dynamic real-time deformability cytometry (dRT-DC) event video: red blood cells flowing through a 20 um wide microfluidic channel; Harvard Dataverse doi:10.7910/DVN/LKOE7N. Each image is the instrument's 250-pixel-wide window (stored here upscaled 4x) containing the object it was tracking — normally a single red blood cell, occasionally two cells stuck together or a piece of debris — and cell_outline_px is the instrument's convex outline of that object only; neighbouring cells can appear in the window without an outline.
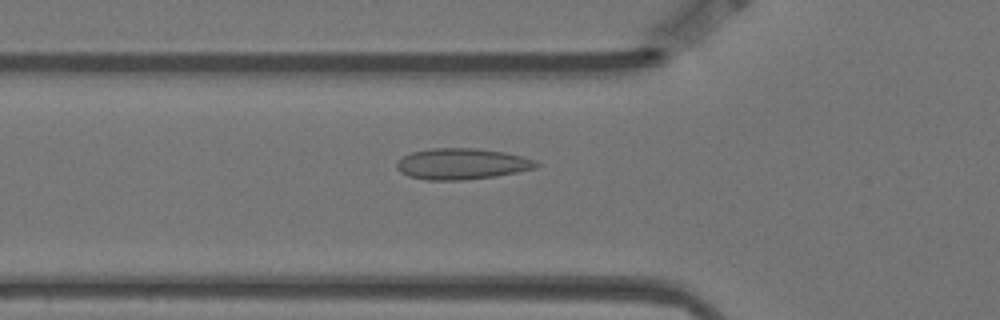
{"species": "Egyptian fruit bat (a non-hibernating species)", "species_latin": "Rousettus aegyptiacus", "temperature_condition": "warm", "stored_images_in_passage": 38, "camera_frame_rate_fps": 3000, "um_per_image_px": 0.085, "animal": {"sex": "female"}, "frame": {"image": 1, "passage_image": 5, "time_ms": 1.333, "image_size_px": [1000, 320], "cell_outline_px": [[540, 164], [536, 168], [496, 176], [464, 180], [428, 180], [408, 176], [400, 172], [396, 168], [396, 164], [404, 156], [412, 152], [432, 148], [476, 148], [504, 152], [536, 160]], "centroid_in_image_um": [39.26, 13.93], "position_along_channel_um": 86.5, "area_um2": 25.2}}
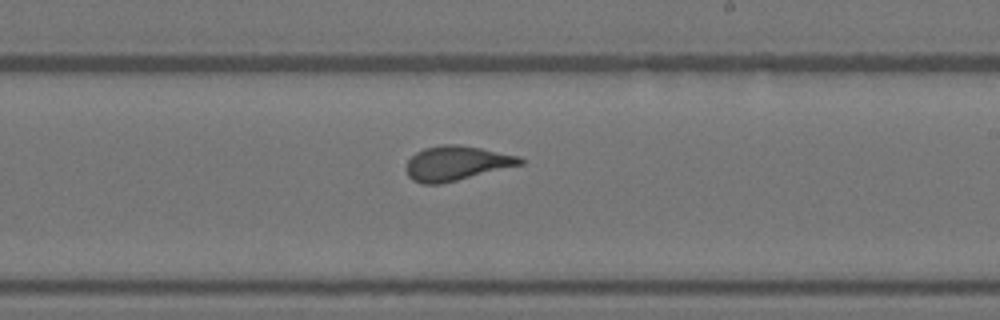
{"frame": {"image": 2, "passage_image": 19, "time_ms": 6.0, "image_size_px": [1000, 320], "cell_outline_px": [[524, 164], [440, 184], [424, 184], [412, 180], [408, 176], [404, 168], [408, 160], [416, 152], [424, 148], [444, 144], [456, 144], [480, 148], [520, 156], [524, 160]], "centroid_in_image_um": [38.78, 13.88], "position_along_channel_um": 250.2, "area_um2": 22.95}}
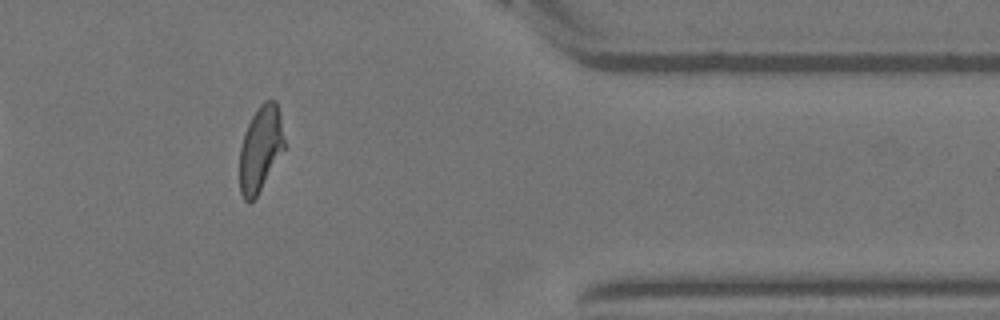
{"frame": {"image": 3, "passage_image": 33, "time_ms": 10.667, "image_size_px": [1000, 320], "cell_outline_px": [[284, 148], [256, 196], [248, 204], [244, 200], [240, 192], [240, 148], [244, 132], [252, 116], [260, 104], [264, 100], [276, 100], [280, 116], [284, 140]], "centroid_in_image_um": [22.12, 12.62], "position_along_channel_um": 389.3, "area_um2": 21.85}, "authors_computed_cell_mechanics": {"area_um2": 23.0622, "velocity_mm_per_s": 3.4874, "shape_relaxation_time_tau1_ms": null, "shape_relaxation_time_tau2_ms": 0.805, "deformation_change_tau1": null, "deformation_change_tau2": 0.0835}}